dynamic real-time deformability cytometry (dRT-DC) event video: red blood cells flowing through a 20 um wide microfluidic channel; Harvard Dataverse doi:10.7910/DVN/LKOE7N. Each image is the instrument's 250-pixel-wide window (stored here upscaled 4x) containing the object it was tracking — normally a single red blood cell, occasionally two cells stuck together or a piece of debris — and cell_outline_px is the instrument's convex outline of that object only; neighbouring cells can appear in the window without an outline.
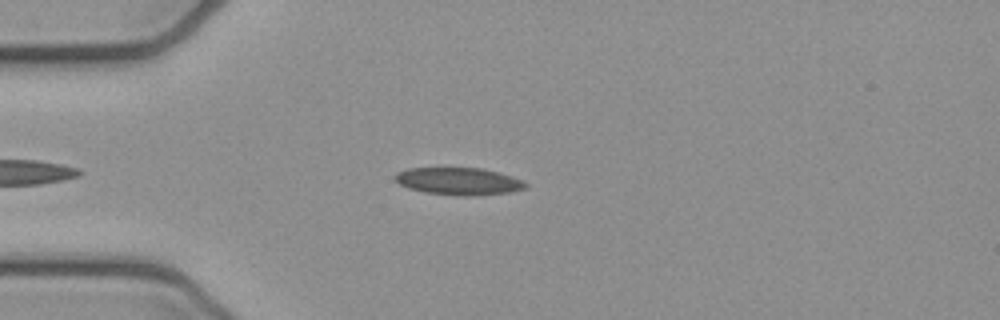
{"species": "common noctule bat (a hibernating species)", "species_latin": "Nyctalus noctula", "temperature_condition": "cold", "stored_images_in_passage": 39, "camera_frame_rate_fps": 3000, "um_per_image_px": 0.085, "animal": {"sex": "female", "body_mass_g": 21.9}, "frame": {"image": 1, "passage_image": 7, "time_ms": 2.0, "image_size_px": [1000, 320], "cell_outline_px": [[528, 188], [508, 192], [476, 196], [456, 196], [424, 192], [408, 188], [400, 184], [392, 176], [396, 172], [408, 168], [484, 168], [512, 176], [524, 180], [528, 184]], "centroid_in_image_um": [39.0, 15.41], "position_along_channel_um": 46.0, "area_um2": 21.1}}
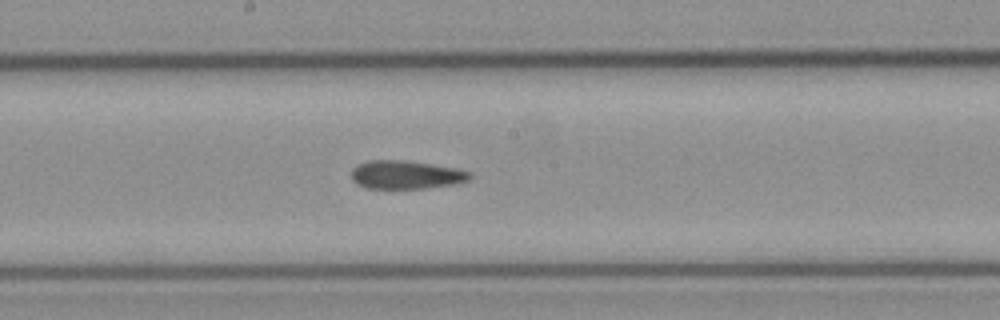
{"frame": {"image": 2, "passage_image": 21, "time_ms": 6.667, "image_size_px": [1000, 320], "cell_outline_px": [[472, 176], [468, 180], [460, 184], [428, 188], [364, 188], [356, 184], [352, 180], [352, 168], [356, 164], [368, 160], [404, 160], [460, 168], [472, 172]], "centroid_in_image_um": [34.55, 14.85], "position_along_channel_um": 213.7, "area_um2": 20.06}}
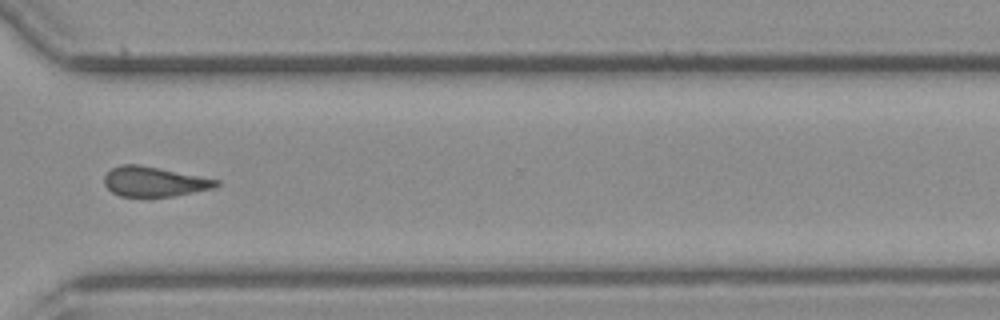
{"frame": {"image": 3, "passage_image": 32, "time_ms": 10.333, "image_size_px": [1000, 320], "cell_outline_px": [[220, 184], [212, 188], [172, 196], [120, 196], [112, 192], [104, 184], [104, 176], [112, 168], [120, 164], [140, 164], [220, 180]], "centroid_in_image_um": [13.08, 15.42], "position_along_channel_um": 357.5, "area_um2": 19.31}}